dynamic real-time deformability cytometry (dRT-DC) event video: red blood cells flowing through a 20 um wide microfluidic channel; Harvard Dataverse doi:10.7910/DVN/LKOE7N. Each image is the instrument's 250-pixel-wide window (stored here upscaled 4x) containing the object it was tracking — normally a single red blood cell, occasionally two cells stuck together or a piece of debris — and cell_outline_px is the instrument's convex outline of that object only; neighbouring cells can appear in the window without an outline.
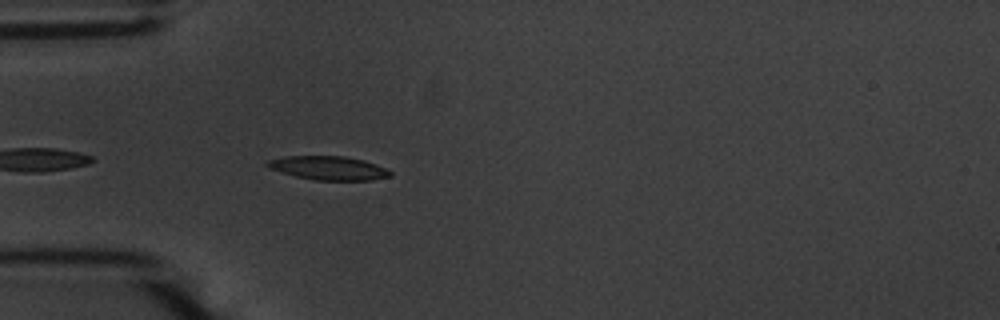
{"species": "common noctule bat (a hibernating species)", "species_latin": "Nyctalus noctula", "temperature_condition": "warm", "stored_images_in_passage": 22, "camera_frame_rate_fps": 3000, "um_per_image_px": 0.085, "animal": {"sex": "male", "body_mass_g": 20.1, "forearm_length_mm": 53.5}, "frame": {"image": 1, "passage_image": 4, "time_ms": 1.0, "image_size_px": [1000, 320], "cell_outline_px": [[392, 176], [372, 180], [316, 180], [296, 176], [280, 172], [268, 168], [264, 164], [268, 160], [284, 156], [344, 156], [364, 160], [376, 164], [392, 172]], "centroid_in_image_um": [27.91, 14.28], "position_along_channel_um": 57.1, "area_um2": 17.05}}